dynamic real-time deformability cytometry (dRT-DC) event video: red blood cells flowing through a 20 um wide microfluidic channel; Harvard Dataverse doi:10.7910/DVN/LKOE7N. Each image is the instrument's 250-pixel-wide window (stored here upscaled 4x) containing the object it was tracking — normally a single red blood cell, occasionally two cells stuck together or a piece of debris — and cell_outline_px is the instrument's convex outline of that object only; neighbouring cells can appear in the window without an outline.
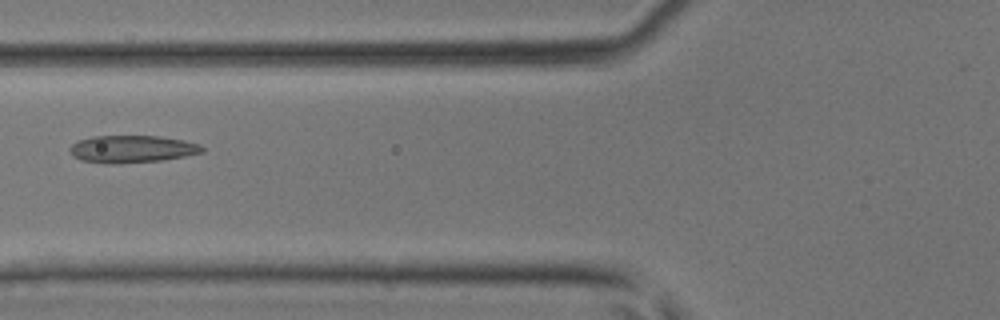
{"species": "common noctule bat (a hibernating species)", "species_latin": "Nyctalus noctula", "temperature_condition": "room temperature", "stored_images_in_passage": 36, "camera_frame_rate_fps": 3000, "um_per_image_px": 0.085, "animal": {"sex": "male", "body_mass_g": 17.9, "forearm_length_mm": 54.2}, "frame": {"image": 1, "passage_image": 10, "time_ms": 3.0, "image_size_px": [1000, 320], "cell_outline_px": [[204, 152], [184, 156], [160, 160], [116, 164], [104, 164], [80, 160], [72, 156], [68, 148], [72, 144], [80, 140], [92, 136], [160, 136], [184, 140], [200, 144], [204, 148]], "centroid_in_image_um": [11.19, 12.67], "position_along_channel_um": 114.6, "area_um2": 21.21}}
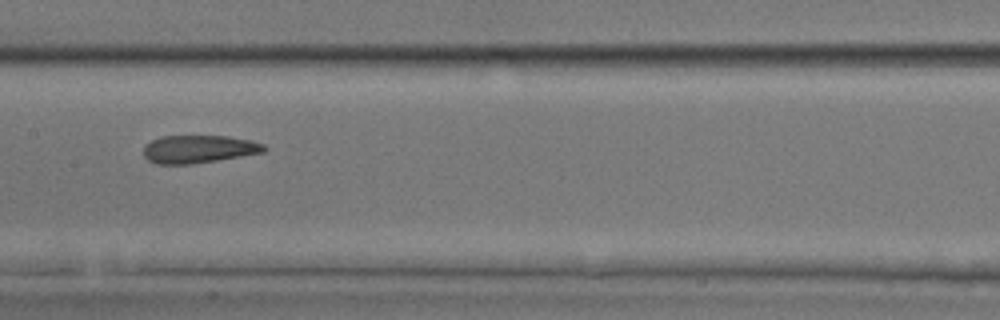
{"frame": {"image": 2, "passage_image": 15, "time_ms": 4.667, "image_size_px": [1000, 320], "cell_outline_px": [[268, 148], [264, 152], [192, 164], [156, 164], [148, 160], [144, 156], [144, 144], [160, 136], [228, 136], [252, 140], [264, 144]], "centroid_in_image_um": [16.88, 12.67], "position_along_channel_um": 190.5, "area_um2": 19.65}}
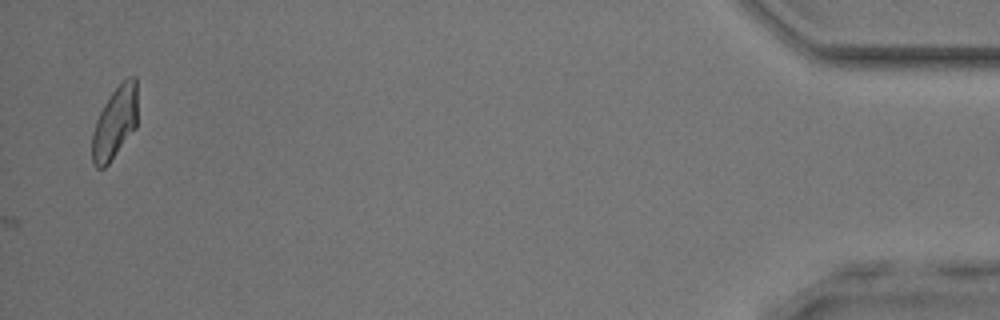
{"frame": {"image": 3, "passage_image": 36, "time_ms": 11.667, "image_size_px": [1000, 320], "cell_outline_px": [[136, 128], [108, 164], [104, 168], [96, 168], [92, 164], [92, 132], [96, 120], [104, 104], [112, 92], [128, 76], [136, 76]], "centroid_in_image_um": [9.75, 10.46], "position_along_channel_um": 425.5, "area_um2": 18.96}}